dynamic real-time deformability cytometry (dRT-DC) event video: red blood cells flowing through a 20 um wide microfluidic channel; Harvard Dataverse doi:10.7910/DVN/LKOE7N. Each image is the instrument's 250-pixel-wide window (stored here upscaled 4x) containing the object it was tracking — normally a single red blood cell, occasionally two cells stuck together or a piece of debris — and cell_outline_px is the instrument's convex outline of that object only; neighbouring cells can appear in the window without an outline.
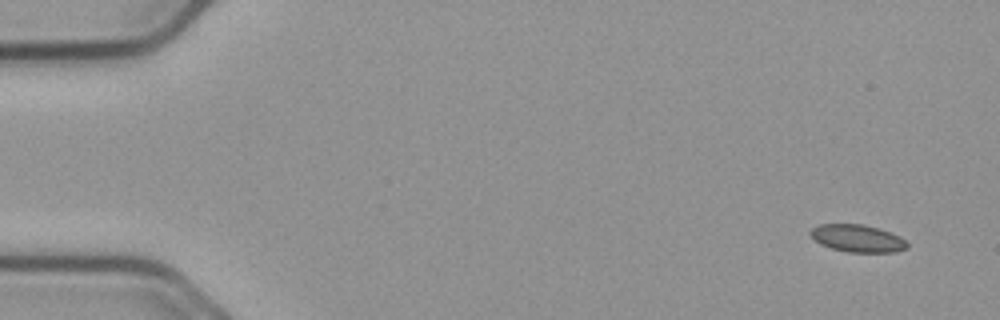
{"species": "common noctule bat (a hibernating species)", "species_latin": "Nyctalus noctula", "temperature_condition": "cold", "stored_images_in_passage": 53, "camera_frame_rate_fps": 3000, "um_per_image_px": 0.085, "animal": {"sex": "male", "body_mass_g": 23.1, "forearm_length_mm": 52.7}, "frame": {"image": 1, "passage_image": 1, "time_ms": 0.0, "image_size_px": [1000, 320], "cell_outline_px": [[908, 248], [896, 252], [848, 252], [832, 248], [820, 244], [808, 232], [812, 228], [820, 224], [864, 224], [900, 236], [908, 244]], "centroid_in_image_um": [72.89, 20.26], "position_along_channel_um": 12.1, "area_um2": 15.32}}
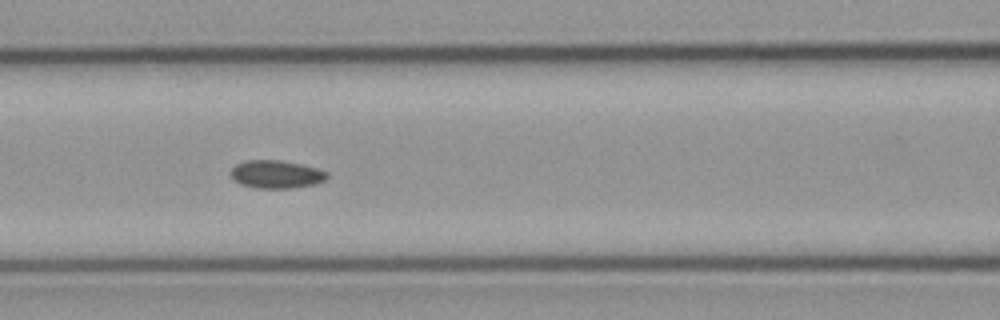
{"frame": {"image": 2, "passage_image": 22, "time_ms": 7.0, "image_size_px": [1000, 320], "cell_outline_px": [[328, 176], [324, 180], [312, 184], [292, 188], [256, 188], [240, 184], [228, 172], [236, 164], [244, 160], [280, 160], [320, 168], [328, 172]], "centroid_in_image_um": [23.47, 14.8], "position_along_channel_um": 143.1, "area_um2": 15.72}}
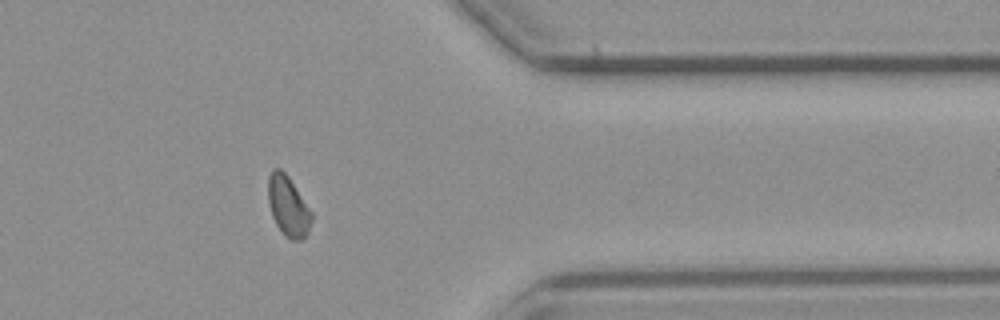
{"frame": {"image": 3, "passage_image": 43, "time_ms": 14.0, "image_size_px": [1000, 320], "cell_outline_px": [[312, 220], [308, 232], [300, 240], [292, 240], [284, 236], [276, 224], [272, 216], [268, 200], [268, 176], [272, 168], [280, 168], [288, 176], [312, 212]], "centroid_in_image_um": [24.48, 17.52], "position_along_channel_um": 386.9, "area_um2": 15.2}, "authors_computed_cell_mechanics": {"area_um2": 15.4326, "velocity_mm_per_s": 3.7093, "shape_relaxation_time_tau1_ms": 3.8106, "shape_relaxation_time_tau2_ms": 3.5706, "deformation_change_tau1": 0.0732, "deformation_change_tau2": 0.0778}}